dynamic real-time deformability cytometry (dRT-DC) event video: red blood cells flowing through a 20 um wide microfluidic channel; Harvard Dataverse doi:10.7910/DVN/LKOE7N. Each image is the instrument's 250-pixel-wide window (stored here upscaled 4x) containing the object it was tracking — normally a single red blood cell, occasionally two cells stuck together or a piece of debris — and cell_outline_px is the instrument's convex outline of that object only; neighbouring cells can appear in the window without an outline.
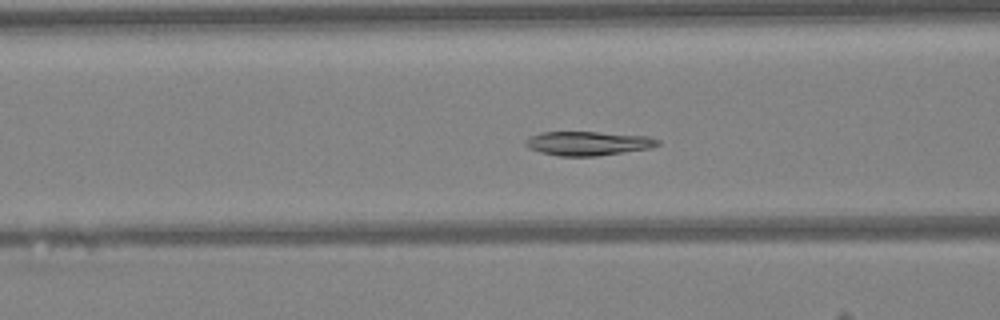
{"species": "Egyptian fruit bat (a non-hibernating species)", "species_latin": "Rousettus aegyptiacus", "temperature_condition": "warm", "stored_images_in_passage": 28, "camera_frame_rate_fps": 3000, "um_per_image_px": 0.085, "animal": {"sex": "female"}, "frame": {"image": 1, "passage_image": 18, "time_ms": 5.667, "image_size_px": [1000, 320], "cell_outline_px": [[660, 144], [652, 148], [596, 156], [560, 156], [540, 152], [528, 148], [524, 144], [524, 140], [540, 132], [596, 132], [648, 136], [660, 140]], "centroid_in_image_um": [49.98, 12.19], "position_along_channel_um": 116.6, "area_um2": 18.55}}
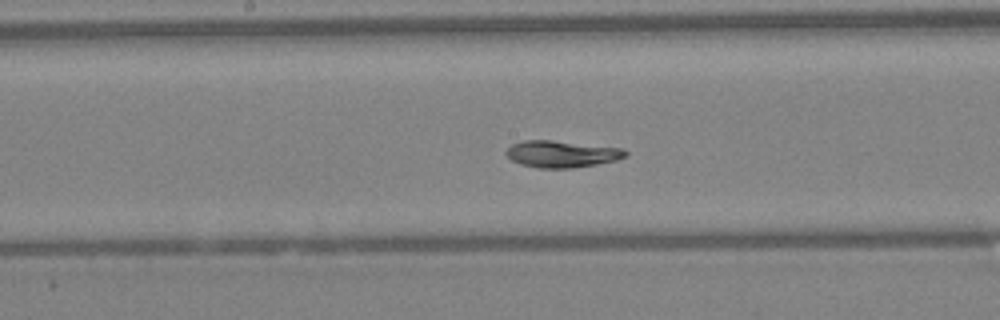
{"frame": {"image": 2, "passage_image": 24, "time_ms": 7.667, "image_size_px": [1000, 320], "cell_outline_px": [[628, 156], [616, 160], [596, 164], [572, 168], [540, 168], [520, 164], [512, 160], [504, 152], [512, 144], [524, 140], [552, 140], [624, 148], [628, 152]], "centroid_in_image_um": [47.77, 13.08], "position_along_channel_um": 200.4, "area_um2": 18.67}}
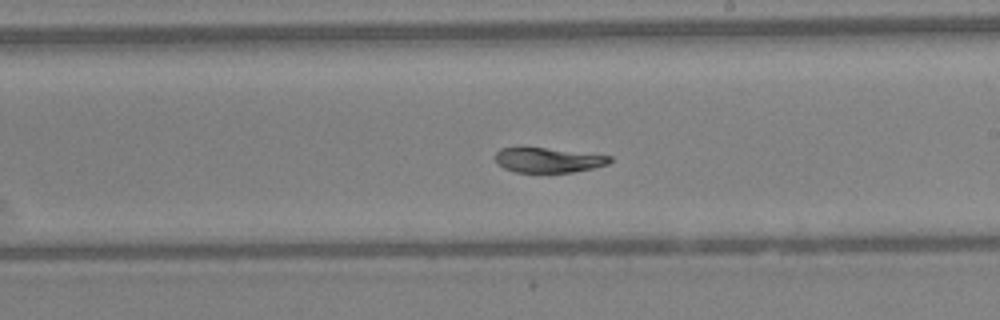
{"frame": {"image": 3, "passage_image": 27, "time_ms": 8.667, "image_size_px": [1000, 320], "cell_outline_px": [[612, 160], [608, 164], [592, 168], [572, 172], [516, 172], [504, 168], [496, 160], [496, 152], [500, 148], [544, 148], [612, 156]], "centroid_in_image_um": [46.61, 13.61], "position_along_channel_um": 242.4, "area_um2": 16.18}}